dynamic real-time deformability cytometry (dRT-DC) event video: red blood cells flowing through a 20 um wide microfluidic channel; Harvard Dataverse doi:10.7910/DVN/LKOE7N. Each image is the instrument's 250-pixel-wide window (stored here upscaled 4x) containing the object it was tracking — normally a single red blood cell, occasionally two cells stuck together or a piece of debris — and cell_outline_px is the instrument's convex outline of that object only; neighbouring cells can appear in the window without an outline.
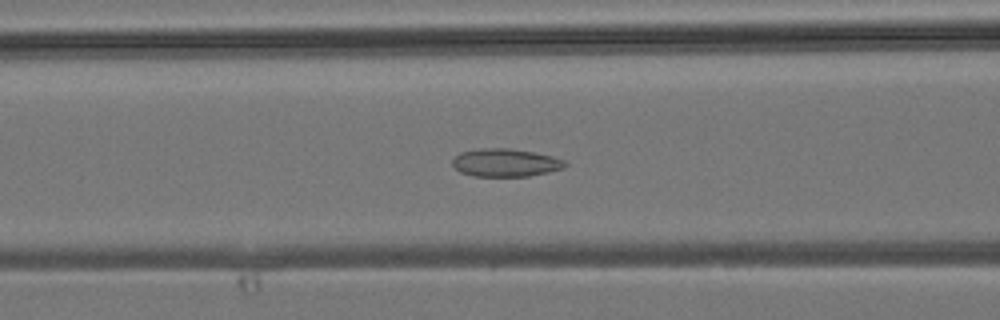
{"species": "common noctule bat (a hibernating species)", "species_latin": "Nyctalus noctula", "temperature_condition": "room temperature", "stored_images_in_passage": 34, "camera_frame_rate_fps": 3000, "um_per_image_px": 0.085, "animal": {"sex": "male", "body_mass_g": 19.2, "forearm_length_mm": 51.8}, "frame": {"image": 1, "passage_image": 7, "time_ms": 2.0, "image_size_px": [1000, 320], "cell_outline_px": [[568, 164], [564, 168], [548, 172], [528, 176], [472, 176], [460, 172], [452, 164], [452, 160], [460, 152], [480, 148], [508, 148], [532, 152], [552, 156], [564, 160]], "centroid_in_image_um": [42.96, 13.83], "position_along_channel_um": 123.6, "area_um2": 18.32}}
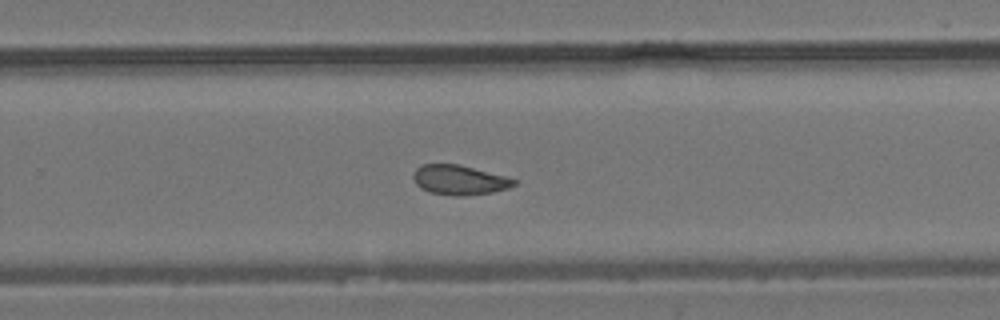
{"frame": {"image": 2, "passage_image": 18, "time_ms": 5.667, "image_size_px": [1000, 320], "cell_outline_px": [[516, 184], [508, 188], [492, 192], [464, 196], [456, 196], [432, 192], [420, 188], [416, 184], [412, 176], [416, 168], [420, 164], [460, 164], [504, 176], [516, 180]], "centroid_in_image_um": [39.02, 15.29], "position_along_channel_um": 290.8, "area_um2": 17.34}}
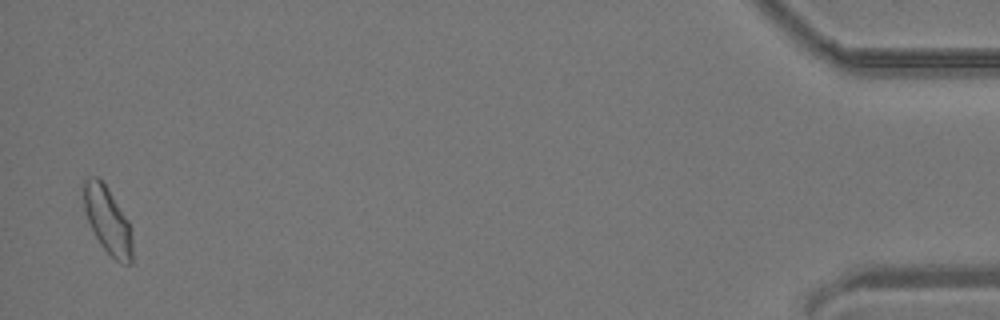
{"frame": {"image": 3, "passage_image": 33, "time_ms": 10.667, "image_size_px": [1000, 320], "cell_outline_px": [[132, 264], [120, 264], [100, 244], [88, 220], [84, 208], [84, 180], [88, 176], [96, 176], [108, 188], [128, 220], [132, 228]], "centroid_in_image_um": [9.18, 18.74], "position_along_channel_um": 426.0, "area_um2": 18.84}}